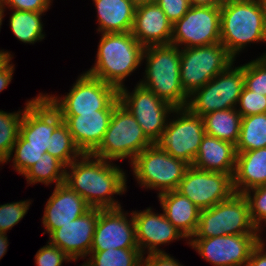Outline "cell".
Listing matches in <instances>:
<instances>
[{"instance_id": "f907efd6", "label": "cell", "mask_w": 266, "mask_h": 266, "mask_svg": "<svg viewBox=\"0 0 266 266\" xmlns=\"http://www.w3.org/2000/svg\"><path fill=\"white\" fill-rule=\"evenodd\" d=\"M3 13H4V9L0 4V27L2 25V19H3V15H4Z\"/></svg>"}, {"instance_id": "8fae6325", "label": "cell", "mask_w": 266, "mask_h": 266, "mask_svg": "<svg viewBox=\"0 0 266 266\" xmlns=\"http://www.w3.org/2000/svg\"><path fill=\"white\" fill-rule=\"evenodd\" d=\"M174 112L180 117L167 121L165 130L153 144L192 165L205 135L203 117L192 114L187 108H175Z\"/></svg>"}, {"instance_id": "d4e9b609", "label": "cell", "mask_w": 266, "mask_h": 266, "mask_svg": "<svg viewBox=\"0 0 266 266\" xmlns=\"http://www.w3.org/2000/svg\"><path fill=\"white\" fill-rule=\"evenodd\" d=\"M232 178L234 192L238 194L266 185V147L237 152Z\"/></svg>"}, {"instance_id": "f6af8a7d", "label": "cell", "mask_w": 266, "mask_h": 266, "mask_svg": "<svg viewBox=\"0 0 266 266\" xmlns=\"http://www.w3.org/2000/svg\"><path fill=\"white\" fill-rule=\"evenodd\" d=\"M221 0H192V6H221Z\"/></svg>"}, {"instance_id": "44dd1931", "label": "cell", "mask_w": 266, "mask_h": 266, "mask_svg": "<svg viewBox=\"0 0 266 266\" xmlns=\"http://www.w3.org/2000/svg\"><path fill=\"white\" fill-rule=\"evenodd\" d=\"M112 113L113 110H98L96 113L61 115V117L81 152L92 154L104 138Z\"/></svg>"}, {"instance_id": "d590c367", "label": "cell", "mask_w": 266, "mask_h": 266, "mask_svg": "<svg viewBox=\"0 0 266 266\" xmlns=\"http://www.w3.org/2000/svg\"><path fill=\"white\" fill-rule=\"evenodd\" d=\"M251 191L253 197L251 196ZM249 203L250 218L257 227V232L261 231V221L266 219V185L250 189L244 193Z\"/></svg>"}, {"instance_id": "e575fe53", "label": "cell", "mask_w": 266, "mask_h": 266, "mask_svg": "<svg viewBox=\"0 0 266 266\" xmlns=\"http://www.w3.org/2000/svg\"><path fill=\"white\" fill-rule=\"evenodd\" d=\"M12 152H15L13 157L14 169H16L18 173L24 174L47 152V149L25 147V139L19 134L12 148L11 155L13 154Z\"/></svg>"}, {"instance_id": "c3c4849f", "label": "cell", "mask_w": 266, "mask_h": 266, "mask_svg": "<svg viewBox=\"0 0 266 266\" xmlns=\"http://www.w3.org/2000/svg\"><path fill=\"white\" fill-rule=\"evenodd\" d=\"M130 1L137 8L149 3H154L156 0H130Z\"/></svg>"}, {"instance_id": "8d00e7d4", "label": "cell", "mask_w": 266, "mask_h": 266, "mask_svg": "<svg viewBox=\"0 0 266 266\" xmlns=\"http://www.w3.org/2000/svg\"><path fill=\"white\" fill-rule=\"evenodd\" d=\"M29 201L0 205V233H5L17 224L27 213Z\"/></svg>"}, {"instance_id": "5bb4252c", "label": "cell", "mask_w": 266, "mask_h": 266, "mask_svg": "<svg viewBox=\"0 0 266 266\" xmlns=\"http://www.w3.org/2000/svg\"><path fill=\"white\" fill-rule=\"evenodd\" d=\"M177 191L186 196L200 210L228 200L235 192L233 178L223 172H211L190 165L181 179Z\"/></svg>"}, {"instance_id": "7402d4cb", "label": "cell", "mask_w": 266, "mask_h": 266, "mask_svg": "<svg viewBox=\"0 0 266 266\" xmlns=\"http://www.w3.org/2000/svg\"><path fill=\"white\" fill-rule=\"evenodd\" d=\"M172 26L163 10L154 2L136 8L131 32L144 48L170 45Z\"/></svg>"}, {"instance_id": "4316f807", "label": "cell", "mask_w": 266, "mask_h": 266, "mask_svg": "<svg viewBox=\"0 0 266 266\" xmlns=\"http://www.w3.org/2000/svg\"><path fill=\"white\" fill-rule=\"evenodd\" d=\"M205 134L237 145L242 117L237 108L210 112L203 116Z\"/></svg>"}, {"instance_id": "7dc6e473", "label": "cell", "mask_w": 266, "mask_h": 266, "mask_svg": "<svg viewBox=\"0 0 266 266\" xmlns=\"http://www.w3.org/2000/svg\"><path fill=\"white\" fill-rule=\"evenodd\" d=\"M8 240L5 233H0V259L6 254Z\"/></svg>"}, {"instance_id": "ffe728a7", "label": "cell", "mask_w": 266, "mask_h": 266, "mask_svg": "<svg viewBox=\"0 0 266 266\" xmlns=\"http://www.w3.org/2000/svg\"><path fill=\"white\" fill-rule=\"evenodd\" d=\"M135 224L137 246L141 253L143 248H148V253H164L158 248L159 245L169 243L172 240L185 238L163 214H156L151 208L143 212H132ZM158 248V249H157Z\"/></svg>"}, {"instance_id": "d6986e66", "label": "cell", "mask_w": 266, "mask_h": 266, "mask_svg": "<svg viewBox=\"0 0 266 266\" xmlns=\"http://www.w3.org/2000/svg\"><path fill=\"white\" fill-rule=\"evenodd\" d=\"M55 186L47 201L42 218V223L49 234L81 217L91 209L85 199L66 183Z\"/></svg>"}, {"instance_id": "d6a6232c", "label": "cell", "mask_w": 266, "mask_h": 266, "mask_svg": "<svg viewBox=\"0 0 266 266\" xmlns=\"http://www.w3.org/2000/svg\"><path fill=\"white\" fill-rule=\"evenodd\" d=\"M24 111L7 113L0 110V163L9 161L11 151L20 134V125Z\"/></svg>"}, {"instance_id": "30bf717a", "label": "cell", "mask_w": 266, "mask_h": 266, "mask_svg": "<svg viewBox=\"0 0 266 266\" xmlns=\"http://www.w3.org/2000/svg\"><path fill=\"white\" fill-rule=\"evenodd\" d=\"M131 165L139 184L146 188H159V194L177 190L190 166L185 161L158 149L154 144L139 153Z\"/></svg>"}, {"instance_id": "9c48e42d", "label": "cell", "mask_w": 266, "mask_h": 266, "mask_svg": "<svg viewBox=\"0 0 266 266\" xmlns=\"http://www.w3.org/2000/svg\"><path fill=\"white\" fill-rule=\"evenodd\" d=\"M233 64L189 96L186 108L192 114L203 117L210 112L237 106L244 87V65L233 69Z\"/></svg>"}, {"instance_id": "603a6c76", "label": "cell", "mask_w": 266, "mask_h": 266, "mask_svg": "<svg viewBox=\"0 0 266 266\" xmlns=\"http://www.w3.org/2000/svg\"><path fill=\"white\" fill-rule=\"evenodd\" d=\"M236 155L235 145L205 134L192 166L204 171L223 172L233 177Z\"/></svg>"}, {"instance_id": "4dcf8cb0", "label": "cell", "mask_w": 266, "mask_h": 266, "mask_svg": "<svg viewBox=\"0 0 266 266\" xmlns=\"http://www.w3.org/2000/svg\"><path fill=\"white\" fill-rule=\"evenodd\" d=\"M50 137L51 142L47 153L60 160L66 167L77 158L82 157L83 153L77 147L67 125L63 121L55 128Z\"/></svg>"}, {"instance_id": "ac0fdd59", "label": "cell", "mask_w": 266, "mask_h": 266, "mask_svg": "<svg viewBox=\"0 0 266 266\" xmlns=\"http://www.w3.org/2000/svg\"><path fill=\"white\" fill-rule=\"evenodd\" d=\"M98 221V208H91L81 217L54 230L50 243L60 248L72 261L89 256Z\"/></svg>"}, {"instance_id": "816d5d0a", "label": "cell", "mask_w": 266, "mask_h": 266, "mask_svg": "<svg viewBox=\"0 0 266 266\" xmlns=\"http://www.w3.org/2000/svg\"><path fill=\"white\" fill-rule=\"evenodd\" d=\"M189 1V3H190V6H192V0H188Z\"/></svg>"}, {"instance_id": "484cf974", "label": "cell", "mask_w": 266, "mask_h": 266, "mask_svg": "<svg viewBox=\"0 0 266 266\" xmlns=\"http://www.w3.org/2000/svg\"><path fill=\"white\" fill-rule=\"evenodd\" d=\"M97 9L98 32H131L136 7L130 0H93Z\"/></svg>"}, {"instance_id": "8992f818", "label": "cell", "mask_w": 266, "mask_h": 266, "mask_svg": "<svg viewBox=\"0 0 266 266\" xmlns=\"http://www.w3.org/2000/svg\"><path fill=\"white\" fill-rule=\"evenodd\" d=\"M236 234H258L257 227L250 218L248 200L244 194L238 193L211 208L201 210L198 226L192 238Z\"/></svg>"}, {"instance_id": "e0dca14e", "label": "cell", "mask_w": 266, "mask_h": 266, "mask_svg": "<svg viewBox=\"0 0 266 266\" xmlns=\"http://www.w3.org/2000/svg\"><path fill=\"white\" fill-rule=\"evenodd\" d=\"M99 209L91 251L138 248L133 215L128 220L121 209Z\"/></svg>"}, {"instance_id": "681fc988", "label": "cell", "mask_w": 266, "mask_h": 266, "mask_svg": "<svg viewBox=\"0 0 266 266\" xmlns=\"http://www.w3.org/2000/svg\"><path fill=\"white\" fill-rule=\"evenodd\" d=\"M258 2L261 6V10L266 21V0H258Z\"/></svg>"}, {"instance_id": "bcb514c9", "label": "cell", "mask_w": 266, "mask_h": 266, "mask_svg": "<svg viewBox=\"0 0 266 266\" xmlns=\"http://www.w3.org/2000/svg\"><path fill=\"white\" fill-rule=\"evenodd\" d=\"M12 56L9 52L0 51V71L6 68L10 64Z\"/></svg>"}, {"instance_id": "277c9868", "label": "cell", "mask_w": 266, "mask_h": 266, "mask_svg": "<svg viewBox=\"0 0 266 266\" xmlns=\"http://www.w3.org/2000/svg\"><path fill=\"white\" fill-rule=\"evenodd\" d=\"M180 50L171 44L148 46L142 56L147 67L140 84L174 108H186L189 99L180 81Z\"/></svg>"}, {"instance_id": "9a60e30c", "label": "cell", "mask_w": 266, "mask_h": 266, "mask_svg": "<svg viewBox=\"0 0 266 266\" xmlns=\"http://www.w3.org/2000/svg\"><path fill=\"white\" fill-rule=\"evenodd\" d=\"M259 243L258 234H236L211 238H192L189 244L214 266H246Z\"/></svg>"}, {"instance_id": "7bdbcfd3", "label": "cell", "mask_w": 266, "mask_h": 266, "mask_svg": "<svg viewBox=\"0 0 266 266\" xmlns=\"http://www.w3.org/2000/svg\"><path fill=\"white\" fill-rule=\"evenodd\" d=\"M258 235L259 243L254 247L251 252L250 258L246 266H266V252L264 253V242Z\"/></svg>"}, {"instance_id": "1f68e13d", "label": "cell", "mask_w": 266, "mask_h": 266, "mask_svg": "<svg viewBox=\"0 0 266 266\" xmlns=\"http://www.w3.org/2000/svg\"><path fill=\"white\" fill-rule=\"evenodd\" d=\"M90 260L84 266H140L144 254L139 248L90 251Z\"/></svg>"}, {"instance_id": "7c38bea8", "label": "cell", "mask_w": 266, "mask_h": 266, "mask_svg": "<svg viewBox=\"0 0 266 266\" xmlns=\"http://www.w3.org/2000/svg\"><path fill=\"white\" fill-rule=\"evenodd\" d=\"M220 6H190L172 26L171 45L180 48L207 46L220 42Z\"/></svg>"}, {"instance_id": "60d3db41", "label": "cell", "mask_w": 266, "mask_h": 266, "mask_svg": "<svg viewBox=\"0 0 266 266\" xmlns=\"http://www.w3.org/2000/svg\"><path fill=\"white\" fill-rule=\"evenodd\" d=\"M51 0H0V4L5 9L7 7L12 10L45 12L49 9Z\"/></svg>"}, {"instance_id": "f546056e", "label": "cell", "mask_w": 266, "mask_h": 266, "mask_svg": "<svg viewBox=\"0 0 266 266\" xmlns=\"http://www.w3.org/2000/svg\"><path fill=\"white\" fill-rule=\"evenodd\" d=\"M65 173L66 166L46 152L23 175L30 184L41 182L48 185L55 182L60 185L65 182Z\"/></svg>"}, {"instance_id": "7a4b0ae2", "label": "cell", "mask_w": 266, "mask_h": 266, "mask_svg": "<svg viewBox=\"0 0 266 266\" xmlns=\"http://www.w3.org/2000/svg\"><path fill=\"white\" fill-rule=\"evenodd\" d=\"M101 34L97 61L86 73L119 90L124 87V79L141 64L144 47L132 32Z\"/></svg>"}, {"instance_id": "ba28073f", "label": "cell", "mask_w": 266, "mask_h": 266, "mask_svg": "<svg viewBox=\"0 0 266 266\" xmlns=\"http://www.w3.org/2000/svg\"><path fill=\"white\" fill-rule=\"evenodd\" d=\"M233 62L221 42L181 49L180 81L185 93L190 96Z\"/></svg>"}, {"instance_id": "3957f363", "label": "cell", "mask_w": 266, "mask_h": 266, "mask_svg": "<svg viewBox=\"0 0 266 266\" xmlns=\"http://www.w3.org/2000/svg\"><path fill=\"white\" fill-rule=\"evenodd\" d=\"M220 11V42L234 60L248 43L266 42V21L258 0L224 1Z\"/></svg>"}, {"instance_id": "f1b7e54d", "label": "cell", "mask_w": 266, "mask_h": 266, "mask_svg": "<svg viewBox=\"0 0 266 266\" xmlns=\"http://www.w3.org/2000/svg\"><path fill=\"white\" fill-rule=\"evenodd\" d=\"M44 12L14 10L10 17V27L15 37L34 44L44 38L41 16Z\"/></svg>"}, {"instance_id": "74e56055", "label": "cell", "mask_w": 266, "mask_h": 266, "mask_svg": "<svg viewBox=\"0 0 266 266\" xmlns=\"http://www.w3.org/2000/svg\"><path fill=\"white\" fill-rule=\"evenodd\" d=\"M238 104L240 107L237 111L241 114V117L266 113V96L255 93L245 86L239 97Z\"/></svg>"}, {"instance_id": "f35d334b", "label": "cell", "mask_w": 266, "mask_h": 266, "mask_svg": "<svg viewBox=\"0 0 266 266\" xmlns=\"http://www.w3.org/2000/svg\"><path fill=\"white\" fill-rule=\"evenodd\" d=\"M49 245L43 246L35 255L37 266H62L63 261L72 259L60 248L48 242Z\"/></svg>"}, {"instance_id": "6da1fadb", "label": "cell", "mask_w": 266, "mask_h": 266, "mask_svg": "<svg viewBox=\"0 0 266 266\" xmlns=\"http://www.w3.org/2000/svg\"><path fill=\"white\" fill-rule=\"evenodd\" d=\"M112 165L108 160L83 154L80 162L76 159L66 167L64 183L82 196L91 208H119L121 205L111 195L126 191L127 180L122 169ZM67 168L71 172H67Z\"/></svg>"}, {"instance_id": "ee69618b", "label": "cell", "mask_w": 266, "mask_h": 266, "mask_svg": "<svg viewBox=\"0 0 266 266\" xmlns=\"http://www.w3.org/2000/svg\"><path fill=\"white\" fill-rule=\"evenodd\" d=\"M14 66L9 64L6 68L0 71V92L4 90L11 82Z\"/></svg>"}, {"instance_id": "52a82bcc", "label": "cell", "mask_w": 266, "mask_h": 266, "mask_svg": "<svg viewBox=\"0 0 266 266\" xmlns=\"http://www.w3.org/2000/svg\"><path fill=\"white\" fill-rule=\"evenodd\" d=\"M60 115L96 113L98 110H114L120 102L119 90L87 73L79 76L66 96L43 95Z\"/></svg>"}, {"instance_id": "cb8c5ba5", "label": "cell", "mask_w": 266, "mask_h": 266, "mask_svg": "<svg viewBox=\"0 0 266 266\" xmlns=\"http://www.w3.org/2000/svg\"><path fill=\"white\" fill-rule=\"evenodd\" d=\"M163 213L185 238L196 232L201 210L177 190L158 194Z\"/></svg>"}, {"instance_id": "b9f144b4", "label": "cell", "mask_w": 266, "mask_h": 266, "mask_svg": "<svg viewBox=\"0 0 266 266\" xmlns=\"http://www.w3.org/2000/svg\"><path fill=\"white\" fill-rule=\"evenodd\" d=\"M140 266H182L170 255L164 253H152L148 254L147 258L144 260L142 257Z\"/></svg>"}, {"instance_id": "836d02e7", "label": "cell", "mask_w": 266, "mask_h": 266, "mask_svg": "<svg viewBox=\"0 0 266 266\" xmlns=\"http://www.w3.org/2000/svg\"><path fill=\"white\" fill-rule=\"evenodd\" d=\"M244 86L266 96V53L247 64H244Z\"/></svg>"}, {"instance_id": "83f0119b", "label": "cell", "mask_w": 266, "mask_h": 266, "mask_svg": "<svg viewBox=\"0 0 266 266\" xmlns=\"http://www.w3.org/2000/svg\"><path fill=\"white\" fill-rule=\"evenodd\" d=\"M266 147V113L242 117L236 152Z\"/></svg>"}, {"instance_id": "2e32d148", "label": "cell", "mask_w": 266, "mask_h": 266, "mask_svg": "<svg viewBox=\"0 0 266 266\" xmlns=\"http://www.w3.org/2000/svg\"><path fill=\"white\" fill-rule=\"evenodd\" d=\"M62 121L59 112L43 94L28 101L20 125V135L25 139V147L48 149L50 136Z\"/></svg>"}, {"instance_id": "5b68a950", "label": "cell", "mask_w": 266, "mask_h": 266, "mask_svg": "<svg viewBox=\"0 0 266 266\" xmlns=\"http://www.w3.org/2000/svg\"><path fill=\"white\" fill-rule=\"evenodd\" d=\"M151 145L136 118L119 102L101 144L91 155L109 161L130 157L132 162Z\"/></svg>"}, {"instance_id": "ab89813d", "label": "cell", "mask_w": 266, "mask_h": 266, "mask_svg": "<svg viewBox=\"0 0 266 266\" xmlns=\"http://www.w3.org/2000/svg\"><path fill=\"white\" fill-rule=\"evenodd\" d=\"M155 3L163 10L172 24L181 19L190 8L188 0H156Z\"/></svg>"}, {"instance_id": "4fadbf2b", "label": "cell", "mask_w": 266, "mask_h": 266, "mask_svg": "<svg viewBox=\"0 0 266 266\" xmlns=\"http://www.w3.org/2000/svg\"><path fill=\"white\" fill-rule=\"evenodd\" d=\"M133 91L130 93L125 87L120 88V103L136 118L144 135L153 144L166 128L168 113H173L175 108L140 83Z\"/></svg>"}]
</instances>
